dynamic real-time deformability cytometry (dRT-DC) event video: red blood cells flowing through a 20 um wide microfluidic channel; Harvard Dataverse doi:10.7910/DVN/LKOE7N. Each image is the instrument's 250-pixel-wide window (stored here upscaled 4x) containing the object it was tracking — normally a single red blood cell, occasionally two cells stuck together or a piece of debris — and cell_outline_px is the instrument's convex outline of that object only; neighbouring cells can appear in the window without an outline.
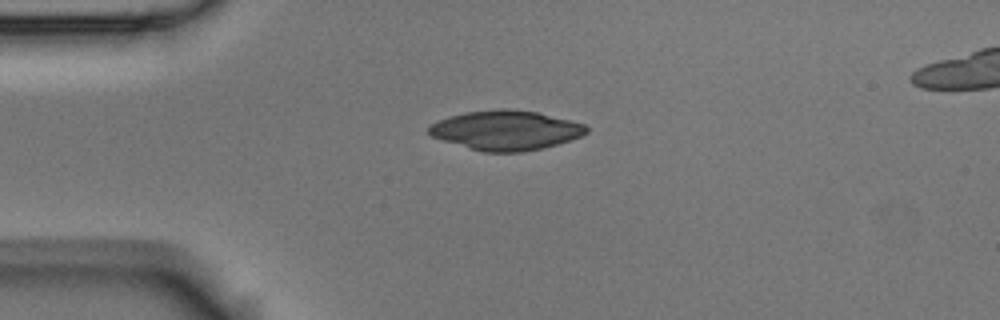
{"species": "Egyptian fruit bat (a non-hibernating species)", "species_latin": "Rousettus aegyptiacus", "temperature_condition": "room temperature", "stored_images_in_passage": 2, "camera_frame_rate_fps": 3000, "um_per_image_px": 0.085, "animal": {"sex": "male"}, "frame": {"image": 1, "passage_image": 1, "time_ms": 0.0, "image_size_px": [1000, 320], "cell_outline_px": [[588, 132], [580, 136], [544, 148], [520, 152], [484, 152], [444, 140], [432, 136], [428, 132], [428, 128], [432, 124], [440, 120], [464, 112], [500, 108], [504, 108], [536, 112], [584, 124], [588, 128]], "centroid_in_image_um": [43.0, 11.07], "position_along_channel_um": 42.0, "area_um2": 35.72}}